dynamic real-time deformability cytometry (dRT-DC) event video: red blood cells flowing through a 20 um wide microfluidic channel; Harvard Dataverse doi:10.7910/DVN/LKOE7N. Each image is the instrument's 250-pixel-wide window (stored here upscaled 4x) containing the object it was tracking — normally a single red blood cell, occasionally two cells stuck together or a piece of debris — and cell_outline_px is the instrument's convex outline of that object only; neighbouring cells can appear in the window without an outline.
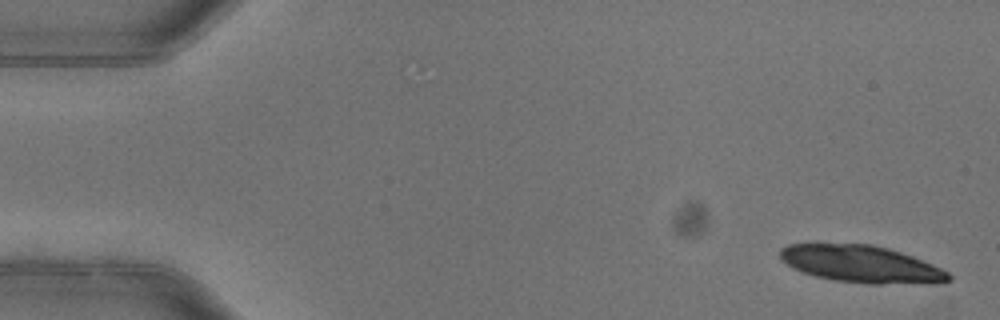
{"species": "common noctule bat (a hibernating species)", "species_latin": "Nyctalus noctula", "temperature_condition": "warm", "stored_images_in_passage": 4, "camera_frame_rate_fps": 3000, "um_per_image_px": 0.085, "animal": {"sex": "female"}, "frame": {"image": 1, "passage_image": 1, "time_ms": 0.0, "image_size_px": [1000, 320], "cell_outline_px": [[952, 280], [940, 284], [868, 284], [832, 280], [816, 276], [792, 268], [780, 256], [780, 248], [788, 244], [872, 244], [888, 248], [912, 256], [932, 264], [948, 272], [952, 276]], "centroid_in_image_um": [73.28, 22.47], "position_along_channel_um": 11.7, "area_um2": 36.65}}